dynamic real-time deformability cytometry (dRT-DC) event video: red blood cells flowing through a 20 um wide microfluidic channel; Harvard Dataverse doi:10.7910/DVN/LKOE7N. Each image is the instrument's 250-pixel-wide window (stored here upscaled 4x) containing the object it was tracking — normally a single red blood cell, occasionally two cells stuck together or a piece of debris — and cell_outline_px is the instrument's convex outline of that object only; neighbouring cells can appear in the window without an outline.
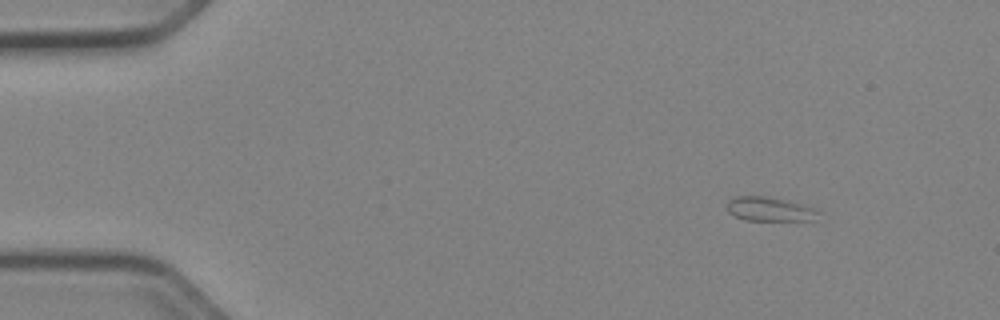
{"species": "Egyptian fruit bat (a non-hibernating species)", "species_latin": "Rousettus aegyptiacus", "temperature_condition": "cold", "stored_images_in_passage": 11, "camera_frame_rate_fps": 3000, "um_per_image_px": 0.085, "animal": {"sex": "female"}, "frame": {"image": 1, "passage_image": 1, "time_ms": 0.0, "image_size_px": [1000, 320], "cell_outline_px": [[820, 212], [816, 220], [744, 220], [728, 212], [724, 208], [724, 204], [728, 200], [736, 196], [768, 196], [816, 208]], "centroid_in_image_um": [65.37, 17.77], "position_along_channel_um": 19.6, "area_um2": 13.01}}
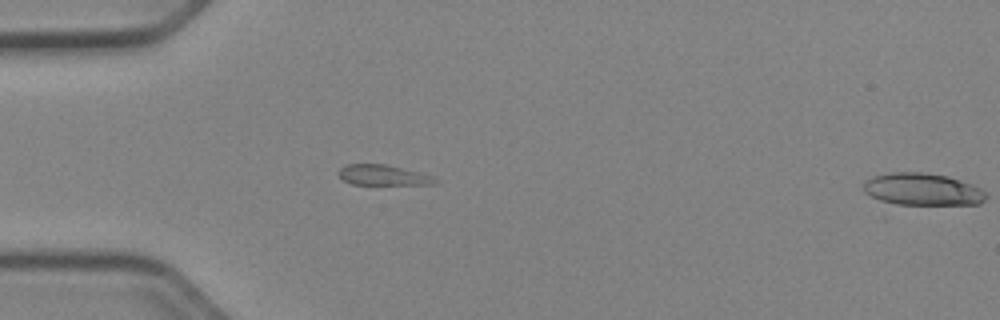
{"frame": {"image": 2, "passage_image": 10, "time_ms": 3.0, "image_size_px": [1000, 320], "cell_outline_px": [[440, 180], [436, 184], [352, 184], [344, 180], [336, 172], [344, 164], [384, 164], [420, 172], [432, 176]], "centroid_in_image_um": [32.55, 14.88], "position_along_channel_um": 52.4, "area_um2": 11.44}}